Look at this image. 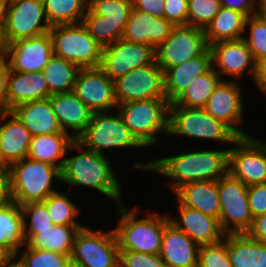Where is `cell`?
<instances>
[{"label":"cell","instance_id":"cell-6","mask_svg":"<svg viewBox=\"0 0 266 267\" xmlns=\"http://www.w3.org/2000/svg\"><path fill=\"white\" fill-rule=\"evenodd\" d=\"M168 135L212 139L231 145L240 138L227 124L215 119L204 108L182 107L174 102L169 106Z\"/></svg>","mask_w":266,"mask_h":267},{"label":"cell","instance_id":"cell-20","mask_svg":"<svg viewBox=\"0 0 266 267\" xmlns=\"http://www.w3.org/2000/svg\"><path fill=\"white\" fill-rule=\"evenodd\" d=\"M178 219L169 216L170 222L188 235L199 246L214 244L225 237L219 219L203 214L194 208L183 206L178 200Z\"/></svg>","mask_w":266,"mask_h":267},{"label":"cell","instance_id":"cell-43","mask_svg":"<svg viewBox=\"0 0 266 267\" xmlns=\"http://www.w3.org/2000/svg\"><path fill=\"white\" fill-rule=\"evenodd\" d=\"M23 252H21V258L27 264L28 267H65L66 263L70 259L67 254H60L53 251L35 249L24 245Z\"/></svg>","mask_w":266,"mask_h":267},{"label":"cell","instance_id":"cell-56","mask_svg":"<svg viewBox=\"0 0 266 267\" xmlns=\"http://www.w3.org/2000/svg\"><path fill=\"white\" fill-rule=\"evenodd\" d=\"M8 43L5 38L4 26H0V59L6 56Z\"/></svg>","mask_w":266,"mask_h":267},{"label":"cell","instance_id":"cell-45","mask_svg":"<svg viewBox=\"0 0 266 267\" xmlns=\"http://www.w3.org/2000/svg\"><path fill=\"white\" fill-rule=\"evenodd\" d=\"M119 267H167L159 254L119 250Z\"/></svg>","mask_w":266,"mask_h":267},{"label":"cell","instance_id":"cell-57","mask_svg":"<svg viewBox=\"0 0 266 267\" xmlns=\"http://www.w3.org/2000/svg\"><path fill=\"white\" fill-rule=\"evenodd\" d=\"M257 14L266 20V0H258Z\"/></svg>","mask_w":266,"mask_h":267},{"label":"cell","instance_id":"cell-40","mask_svg":"<svg viewBox=\"0 0 266 267\" xmlns=\"http://www.w3.org/2000/svg\"><path fill=\"white\" fill-rule=\"evenodd\" d=\"M82 23L102 47L122 39L123 33L118 29L117 25L110 24L104 20V16L94 15L88 9Z\"/></svg>","mask_w":266,"mask_h":267},{"label":"cell","instance_id":"cell-8","mask_svg":"<svg viewBox=\"0 0 266 267\" xmlns=\"http://www.w3.org/2000/svg\"><path fill=\"white\" fill-rule=\"evenodd\" d=\"M76 141L99 154H104V150L109 148L145 147L125 125L118 111L116 114L93 113L91 122Z\"/></svg>","mask_w":266,"mask_h":267},{"label":"cell","instance_id":"cell-3","mask_svg":"<svg viewBox=\"0 0 266 267\" xmlns=\"http://www.w3.org/2000/svg\"><path fill=\"white\" fill-rule=\"evenodd\" d=\"M124 204H117L116 213L121 219L114 229L119 250H131L148 254H160L162 235L169 215L150 212L146 217L137 218L138 208L127 210Z\"/></svg>","mask_w":266,"mask_h":267},{"label":"cell","instance_id":"cell-55","mask_svg":"<svg viewBox=\"0 0 266 267\" xmlns=\"http://www.w3.org/2000/svg\"><path fill=\"white\" fill-rule=\"evenodd\" d=\"M10 0H0V26H5Z\"/></svg>","mask_w":266,"mask_h":267},{"label":"cell","instance_id":"cell-34","mask_svg":"<svg viewBox=\"0 0 266 267\" xmlns=\"http://www.w3.org/2000/svg\"><path fill=\"white\" fill-rule=\"evenodd\" d=\"M80 68L53 54L42 70L50 95L71 92Z\"/></svg>","mask_w":266,"mask_h":267},{"label":"cell","instance_id":"cell-59","mask_svg":"<svg viewBox=\"0 0 266 267\" xmlns=\"http://www.w3.org/2000/svg\"><path fill=\"white\" fill-rule=\"evenodd\" d=\"M65 267H83V266L70 258L66 263Z\"/></svg>","mask_w":266,"mask_h":267},{"label":"cell","instance_id":"cell-32","mask_svg":"<svg viewBox=\"0 0 266 267\" xmlns=\"http://www.w3.org/2000/svg\"><path fill=\"white\" fill-rule=\"evenodd\" d=\"M246 18L239 11L221 6L214 19L204 29L208 45L243 39Z\"/></svg>","mask_w":266,"mask_h":267},{"label":"cell","instance_id":"cell-46","mask_svg":"<svg viewBox=\"0 0 266 267\" xmlns=\"http://www.w3.org/2000/svg\"><path fill=\"white\" fill-rule=\"evenodd\" d=\"M188 0H165L164 18L174 26L187 25Z\"/></svg>","mask_w":266,"mask_h":267},{"label":"cell","instance_id":"cell-36","mask_svg":"<svg viewBox=\"0 0 266 267\" xmlns=\"http://www.w3.org/2000/svg\"><path fill=\"white\" fill-rule=\"evenodd\" d=\"M43 4L49 24L55 26L82 22L88 0H43Z\"/></svg>","mask_w":266,"mask_h":267},{"label":"cell","instance_id":"cell-5","mask_svg":"<svg viewBox=\"0 0 266 267\" xmlns=\"http://www.w3.org/2000/svg\"><path fill=\"white\" fill-rule=\"evenodd\" d=\"M169 106L167 98H155L119 104L116 110L135 137L150 147L158 142L159 132L168 135Z\"/></svg>","mask_w":266,"mask_h":267},{"label":"cell","instance_id":"cell-26","mask_svg":"<svg viewBox=\"0 0 266 267\" xmlns=\"http://www.w3.org/2000/svg\"><path fill=\"white\" fill-rule=\"evenodd\" d=\"M50 96L42 71L26 73L10 70L7 81V111L19 104L47 99Z\"/></svg>","mask_w":266,"mask_h":267},{"label":"cell","instance_id":"cell-15","mask_svg":"<svg viewBox=\"0 0 266 267\" xmlns=\"http://www.w3.org/2000/svg\"><path fill=\"white\" fill-rule=\"evenodd\" d=\"M156 61L155 48L150 44H139L120 39L102 48L100 67L113 81L133 69Z\"/></svg>","mask_w":266,"mask_h":267},{"label":"cell","instance_id":"cell-18","mask_svg":"<svg viewBox=\"0 0 266 267\" xmlns=\"http://www.w3.org/2000/svg\"><path fill=\"white\" fill-rule=\"evenodd\" d=\"M209 49L212 57V67L222 80L225 75V77L232 76L235 81H239L247 72L253 79L256 61L244 39L211 44ZM246 70L247 72H245Z\"/></svg>","mask_w":266,"mask_h":267},{"label":"cell","instance_id":"cell-9","mask_svg":"<svg viewBox=\"0 0 266 267\" xmlns=\"http://www.w3.org/2000/svg\"><path fill=\"white\" fill-rule=\"evenodd\" d=\"M220 195L219 222L227 234L247 233L253 224L248 202V186L229 172L218 180Z\"/></svg>","mask_w":266,"mask_h":267},{"label":"cell","instance_id":"cell-11","mask_svg":"<svg viewBox=\"0 0 266 267\" xmlns=\"http://www.w3.org/2000/svg\"><path fill=\"white\" fill-rule=\"evenodd\" d=\"M209 48L204 29L191 25L174 26L170 36L155 49L156 63L165 72Z\"/></svg>","mask_w":266,"mask_h":267},{"label":"cell","instance_id":"cell-1","mask_svg":"<svg viewBox=\"0 0 266 267\" xmlns=\"http://www.w3.org/2000/svg\"><path fill=\"white\" fill-rule=\"evenodd\" d=\"M133 167L165 176L170 179L168 184L175 192L188 183L220 180L228 173L229 149L192 150L151 161L135 162Z\"/></svg>","mask_w":266,"mask_h":267},{"label":"cell","instance_id":"cell-39","mask_svg":"<svg viewBox=\"0 0 266 267\" xmlns=\"http://www.w3.org/2000/svg\"><path fill=\"white\" fill-rule=\"evenodd\" d=\"M25 243L27 244L40 231L50 229L54 224L43 201L29 202L21 205ZM29 222H28V218Z\"/></svg>","mask_w":266,"mask_h":267},{"label":"cell","instance_id":"cell-21","mask_svg":"<svg viewBox=\"0 0 266 267\" xmlns=\"http://www.w3.org/2000/svg\"><path fill=\"white\" fill-rule=\"evenodd\" d=\"M1 123L0 164L10 166L28 156L32 136L12 111L0 112Z\"/></svg>","mask_w":266,"mask_h":267},{"label":"cell","instance_id":"cell-41","mask_svg":"<svg viewBox=\"0 0 266 267\" xmlns=\"http://www.w3.org/2000/svg\"><path fill=\"white\" fill-rule=\"evenodd\" d=\"M249 30V37L244 36L254 60L266 57V20L259 14L249 16L245 21V30Z\"/></svg>","mask_w":266,"mask_h":267},{"label":"cell","instance_id":"cell-53","mask_svg":"<svg viewBox=\"0 0 266 267\" xmlns=\"http://www.w3.org/2000/svg\"><path fill=\"white\" fill-rule=\"evenodd\" d=\"M253 82L261 93L266 95V57L256 60Z\"/></svg>","mask_w":266,"mask_h":267},{"label":"cell","instance_id":"cell-22","mask_svg":"<svg viewBox=\"0 0 266 267\" xmlns=\"http://www.w3.org/2000/svg\"><path fill=\"white\" fill-rule=\"evenodd\" d=\"M174 28L165 18L132 9L122 39L139 44H150L155 49L163 43Z\"/></svg>","mask_w":266,"mask_h":267},{"label":"cell","instance_id":"cell-37","mask_svg":"<svg viewBox=\"0 0 266 267\" xmlns=\"http://www.w3.org/2000/svg\"><path fill=\"white\" fill-rule=\"evenodd\" d=\"M87 9L94 15L104 16V20L117 25L123 33L133 9L131 0H88Z\"/></svg>","mask_w":266,"mask_h":267},{"label":"cell","instance_id":"cell-33","mask_svg":"<svg viewBox=\"0 0 266 267\" xmlns=\"http://www.w3.org/2000/svg\"><path fill=\"white\" fill-rule=\"evenodd\" d=\"M84 225H53L50 229L40 231L27 245L35 249H43L71 256L76 233Z\"/></svg>","mask_w":266,"mask_h":267},{"label":"cell","instance_id":"cell-10","mask_svg":"<svg viewBox=\"0 0 266 267\" xmlns=\"http://www.w3.org/2000/svg\"><path fill=\"white\" fill-rule=\"evenodd\" d=\"M80 229L74 238L70 258L83 267H119L120 251L114 229Z\"/></svg>","mask_w":266,"mask_h":267},{"label":"cell","instance_id":"cell-51","mask_svg":"<svg viewBox=\"0 0 266 267\" xmlns=\"http://www.w3.org/2000/svg\"><path fill=\"white\" fill-rule=\"evenodd\" d=\"M12 201L9 166L0 164V206Z\"/></svg>","mask_w":266,"mask_h":267},{"label":"cell","instance_id":"cell-38","mask_svg":"<svg viewBox=\"0 0 266 267\" xmlns=\"http://www.w3.org/2000/svg\"><path fill=\"white\" fill-rule=\"evenodd\" d=\"M54 225H80L75 219L80 209L71 201L68 194L56 191L44 201Z\"/></svg>","mask_w":266,"mask_h":267},{"label":"cell","instance_id":"cell-44","mask_svg":"<svg viewBox=\"0 0 266 267\" xmlns=\"http://www.w3.org/2000/svg\"><path fill=\"white\" fill-rule=\"evenodd\" d=\"M197 267H232L227 251V235L218 243L199 247Z\"/></svg>","mask_w":266,"mask_h":267},{"label":"cell","instance_id":"cell-14","mask_svg":"<svg viewBox=\"0 0 266 267\" xmlns=\"http://www.w3.org/2000/svg\"><path fill=\"white\" fill-rule=\"evenodd\" d=\"M114 88L118 105L134 100L166 98L164 71L156 61L118 78Z\"/></svg>","mask_w":266,"mask_h":267},{"label":"cell","instance_id":"cell-42","mask_svg":"<svg viewBox=\"0 0 266 267\" xmlns=\"http://www.w3.org/2000/svg\"><path fill=\"white\" fill-rule=\"evenodd\" d=\"M220 8V0H188L187 25L205 29Z\"/></svg>","mask_w":266,"mask_h":267},{"label":"cell","instance_id":"cell-30","mask_svg":"<svg viewBox=\"0 0 266 267\" xmlns=\"http://www.w3.org/2000/svg\"><path fill=\"white\" fill-rule=\"evenodd\" d=\"M227 251L232 267H266V243L247 233L227 234Z\"/></svg>","mask_w":266,"mask_h":267},{"label":"cell","instance_id":"cell-13","mask_svg":"<svg viewBox=\"0 0 266 267\" xmlns=\"http://www.w3.org/2000/svg\"><path fill=\"white\" fill-rule=\"evenodd\" d=\"M50 29L43 0H10L4 26L8 44L46 34Z\"/></svg>","mask_w":266,"mask_h":267},{"label":"cell","instance_id":"cell-58","mask_svg":"<svg viewBox=\"0 0 266 267\" xmlns=\"http://www.w3.org/2000/svg\"><path fill=\"white\" fill-rule=\"evenodd\" d=\"M11 254L5 250L4 248L0 247V267H3L4 264L6 263L8 257L10 256Z\"/></svg>","mask_w":266,"mask_h":267},{"label":"cell","instance_id":"cell-31","mask_svg":"<svg viewBox=\"0 0 266 267\" xmlns=\"http://www.w3.org/2000/svg\"><path fill=\"white\" fill-rule=\"evenodd\" d=\"M24 218L21 206L13 200L0 206V247L10 254L21 252L25 245Z\"/></svg>","mask_w":266,"mask_h":267},{"label":"cell","instance_id":"cell-4","mask_svg":"<svg viewBox=\"0 0 266 267\" xmlns=\"http://www.w3.org/2000/svg\"><path fill=\"white\" fill-rule=\"evenodd\" d=\"M9 169L12 200L20 206L44 201L58 191L52 186L54 180L61 182V170L50 163L26 157L12 163Z\"/></svg>","mask_w":266,"mask_h":267},{"label":"cell","instance_id":"cell-49","mask_svg":"<svg viewBox=\"0 0 266 267\" xmlns=\"http://www.w3.org/2000/svg\"><path fill=\"white\" fill-rule=\"evenodd\" d=\"M222 7L243 13L246 17L257 14L258 0H220Z\"/></svg>","mask_w":266,"mask_h":267},{"label":"cell","instance_id":"cell-54","mask_svg":"<svg viewBox=\"0 0 266 267\" xmlns=\"http://www.w3.org/2000/svg\"><path fill=\"white\" fill-rule=\"evenodd\" d=\"M18 255H19L18 253L11 254L8 257L3 267H28L27 264L24 262V260L20 256L18 257L19 259L17 258ZM15 258L18 260L15 261L16 260Z\"/></svg>","mask_w":266,"mask_h":267},{"label":"cell","instance_id":"cell-28","mask_svg":"<svg viewBox=\"0 0 266 267\" xmlns=\"http://www.w3.org/2000/svg\"><path fill=\"white\" fill-rule=\"evenodd\" d=\"M174 194L183 206L194 208L205 215L218 218L220 195L218 181H197L182 185Z\"/></svg>","mask_w":266,"mask_h":267},{"label":"cell","instance_id":"cell-24","mask_svg":"<svg viewBox=\"0 0 266 267\" xmlns=\"http://www.w3.org/2000/svg\"><path fill=\"white\" fill-rule=\"evenodd\" d=\"M49 99L63 132L71 129L72 138L77 140L91 122L93 112L73 91L53 94Z\"/></svg>","mask_w":266,"mask_h":267},{"label":"cell","instance_id":"cell-19","mask_svg":"<svg viewBox=\"0 0 266 267\" xmlns=\"http://www.w3.org/2000/svg\"><path fill=\"white\" fill-rule=\"evenodd\" d=\"M52 55L53 42L49 32L8 44L6 52L10 70L26 73L42 71Z\"/></svg>","mask_w":266,"mask_h":267},{"label":"cell","instance_id":"cell-47","mask_svg":"<svg viewBox=\"0 0 266 267\" xmlns=\"http://www.w3.org/2000/svg\"><path fill=\"white\" fill-rule=\"evenodd\" d=\"M248 202L253 218L266 213V183L248 186Z\"/></svg>","mask_w":266,"mask_h":267},{"label":"cell","instance_id":"cell-48","mask_svg":"<svg viewBox=\"0 0 266 267\" xmlns=\"http://www.w3.org/2000/svg\"><path fill=\"white\" fill-rule=\"evenodd\" d=\"M133 9L149 15L164 18L165 0H131Z\"/></svg>","mask_w":266,"mask_h":267},{"label":"cell","instance_id":"cell-17","mask_svg":"<svg viewBox=\"0 0 266 267\" xmlns=\"http://www.w3.org/2000/svg\"><path fill=\"white\" fill-rule=\"evenodd\" d=\"M241 90L238 81L221 80L209 97L204 109L215 119L227 124L239 137H247L250 135L241 129V123L244 120Z\"/></svg>","mask_w":266,"mask_h":267},{"label":"cell","instance_id":"cell-27","mask_svg":"<svg viewBox=\"0 0 266 267\" xmlns=\"http://www.w3.org/2000/svg\"><path fill=\"white\" fill-rule=\"evenodd\" d=\"M11 111L31 136L65 133L53 112L49 98L19 104Z\"/></svg>","mask_w":266,"mask_h":267},{"label":"cell","instance_id":"cell-50","mask_svg":"<svg viewBox=\"0 0 266 267\" xmlns=\"http://www.w3.org/2000/svg\"><path fill=\"white\" fill-rule=\"evenodd\" d=\"M10 67L7 57L0 59V112L7 111V81Z\"/></svg>","mask_w":266,"mask_h":267},{"label":"cell","instance_id":"cell-16","mask_svg":"<svg viewBox=\"0 0 266 267\" xmlns=\"http://www.w3.org/2000/svg\"><path fill=\"white\" fill-rule=\"evenodd\" d=\"M73 92L93 113L111 112L118 105L114 81L100 66L81 68Z\"/></svg>","mask_w":266,"mask_h":267},{"label":"cell","instance_id":"cell-29","mask_svg":"<svg viewBox=\"0 0 266 267\" xmlns=\"http://www.w3.org/2000/svg\"><path fill=\"white\" fill-rule=\"evenodd\" d=\"M70 133H53L31 137L28 158L50 163L62 170L65 154L74 142Z\"/></svg>","mask_w":266,"mask_h":267},{"label":"cell","instance_id":"cell-23","mask_svg":"<svg viewBox=\"0 0 266 267\" xmlns=\"http://www.w3.org/2000/svg\"><path fill=\"white\" fill-rule=\"evenodd\" d=\"M199 247L169 221L164 228L159 255L167 267H197Z\"/></svg>","mask_w":266,"mask_h":267},{"label":"cell","instance_id":"cell-25","mask_svg":"<svg viewBox=\"0 0 266 267\" xmlns=\"http://www.w3.org/2000/svg\"><path fill=\"white\" fill-rule=\"evenodd\" d=\"M212 68V57L208 48L202 55L189 59L164 72V91L168 102L173 103L192 84L195 78Z\"/></svg>","mask_w":266,"mask_h":267},{"label":"cell","instance_id":"cell-35","mask_svg":"<svg viewBox=\"0 0 266 267\" xmlns=\"http://www.w3.org/2000/svg\"><path fill=\"white\" fill-rule=\"evenodd\" d=\"M221 80L220 75L212 67L205 74L195 78L192 84L174 103L182 107L204 108Z\"/></svg>","mask_w":266,"mask_h":267},{"label":"cell","instance_id":"cell-12","mask_svg":"<svg viewBox=\"0 0 266 267\" xmlns=\"http://www.w3.org/2000/svg\"><path fill=\"white\" fill-rule=\"evenodd\" d=\"M228 172L247 186L266 183V142L240 137L229 148Z\"/></svg>","mask_w":266,"mask_h":267},{"label":"cell","instance_id":"cell-7","mask_svg":"<svg viewBox=\"0 0 266 267\" xmlns=\"http://www.w3.org/2000/svg\"><path fill=\"white\" fill-rule=\"evenodd\" d=\"M53 54L77 67L96 68L101 65L102 46L88 32L82 22L51 26Z\"/></svg>","mask_w":266,"mask_h":267},{"label":"cell","instance_id":"cell-52","mask_svg":"<svg viewBox=\"0 0 266 267\" xmlns=\"http://www.w3.org/2000/svg\"><path fill=\"white\" fill-rule=\"evenodd\" d=\"M247 234L255 240L266 243V213L253 218V224Z\"/></svg>","mask_w":266,"mask_h":267},{"label":"cell","instance_id":"cell-2","mask_svg":"<svg viewBox=\"0 0 266 267\" xmlns=\"http://www.w3.org/2000/svg\"><path fill=\"white\" fill-rule=\"evenodd\" d=\"M78 155L66 157L61 170V182L72 186H85L97 190L115 202L121 204L122 187L118 176L105 154H99L84 148L76 140L69 146Z\"/></svg>","mask_w":266,"mask_h":267}]
</instances>
